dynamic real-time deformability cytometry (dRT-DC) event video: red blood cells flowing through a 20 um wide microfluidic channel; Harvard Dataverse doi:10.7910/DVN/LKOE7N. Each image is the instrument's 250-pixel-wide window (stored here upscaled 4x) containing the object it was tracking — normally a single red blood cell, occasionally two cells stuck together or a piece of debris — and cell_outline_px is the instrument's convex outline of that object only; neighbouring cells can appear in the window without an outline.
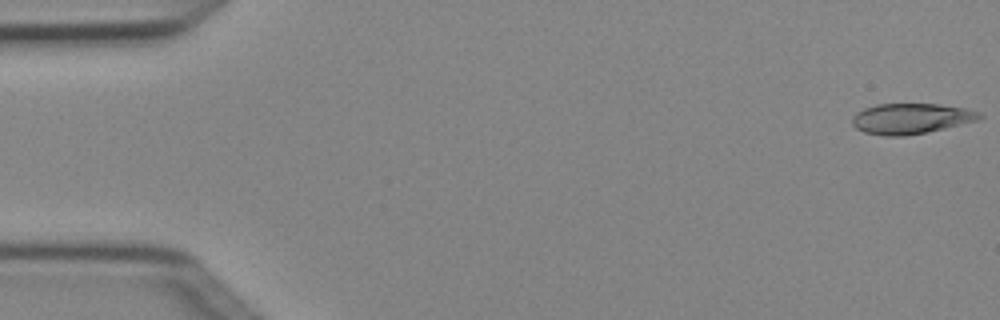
{"species": "Egyptian fruit bat (a non-hibernating species)", "species_latin": "Rousettus aegyptiacus", "temperature_condition": "cold", "stored_images_in_passage": 4, "camera_frame_rate_fps": 3000, "um_per_image_px": 0.085, "animal": {"sex": "female"}, "frame": {"image": 1, "passage_image": 1, "time_ms": 0.0, "image_size_px": [1000, 320], "cell_outline_px": [[984, 116], [980, 120], [944, 128], [904, 136], [884, 136], [864, 132], [856, 128], [852, 124], [852, 116], [856, 112], [864, 108], [876, 104], [940, 104], [964, 108], [980, 112]], "centroid_in_image_um": [77.42, 10.07], "position_along_channel_um": 7.6, "area_um2": 22.66}}
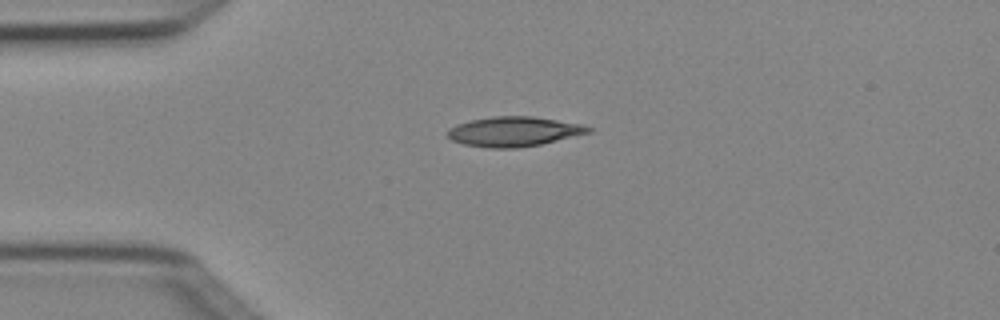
{"frame": {"image": 2, "passage_image": 4, "time_ms": 1.0, "image_size_px": [1000, 320], "cell_outline_px": [[592, 132], [540, 144], [520, 148], [488, 148], [464, 144], [452, 140], [448, 136], [448, 128], [456, 124], [472, 120], [492, 116], [532, 116], [580, 124], [592, 128]], "centroid_in_image_um": [43.66, 11.18], "position_along_channel_um": 41.3, "area_um2": 24.28}}